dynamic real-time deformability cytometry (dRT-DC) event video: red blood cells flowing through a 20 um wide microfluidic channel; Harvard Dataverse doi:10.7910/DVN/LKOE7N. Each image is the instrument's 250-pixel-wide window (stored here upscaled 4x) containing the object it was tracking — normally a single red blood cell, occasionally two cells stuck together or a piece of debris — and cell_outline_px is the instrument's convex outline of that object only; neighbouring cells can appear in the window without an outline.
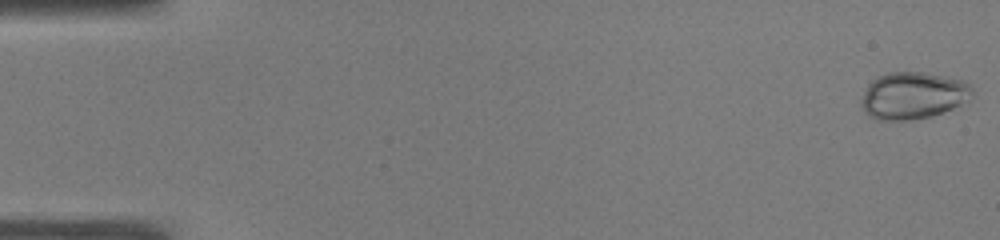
{"species": "common noctule bat (a hibernating species)", "species_latin": "Nyctalus noctula", "temperature_condition": "warm", "stored_images_in_passage": 15, "camera_frame_rate_fps": 3000, "um_per_image_px": 0.085, "animal": {"sex": "male", "body_mass_g": 19.0, "forearm_length_mm": 50.8}, "frame": {"image": 1, "passage_image": 1, "time_ms": 0.0, "image_size_px": [1000, 240], "cell_outline_px": [[972, 96], [960, 104], [952, 108], [932, 116], [912, 120], [876, 120], [860, 104], [860, 100], [868, 84], [876, 76], [888, 72], [924, 72], [944, 76], [960, 80], [968, 84], [972, 88]], "centroid_in_image_um": [77.57, 8.11], "position_along_channel_um": 7.4, "area_um2": 30.17}}